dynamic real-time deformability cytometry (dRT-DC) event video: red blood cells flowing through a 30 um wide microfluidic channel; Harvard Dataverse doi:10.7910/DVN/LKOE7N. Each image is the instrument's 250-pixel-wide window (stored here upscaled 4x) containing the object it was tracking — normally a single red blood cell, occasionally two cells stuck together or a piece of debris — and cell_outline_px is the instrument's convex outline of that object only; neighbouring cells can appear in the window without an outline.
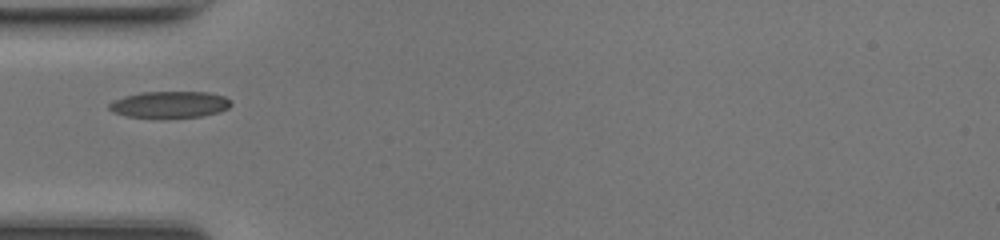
{"species": "common noctule bat (a hibernating species)", "species_latin": "Nyctalus noctula", "temperature_condition": "room temperature", "stored_images_in_passage": 29, "camera_frame_rate_fps": 3000, "um_per_image_px": 0.085, "animal": {"sex": "female", "body_mass_g": 17.0, "forearm_length_mm": 48.0}, "frame": {"image": 1, "passage_image": 1, "time_ms": 0.0, "image_size_px": [1000, 240], "cell_outline_px": [[232, 104], [228, 108], [220, 112], [200, 116], [128, 116], [112, 112], [108, 108], [108, 104], [112, 100], [124, 96], [140, 92], [208, 92], [224, 96], [232, 100]], "centroid_in_image_um": [14.43, 8.85], "position_along_channel_um": 70.6, "area_um2": 18.55}}
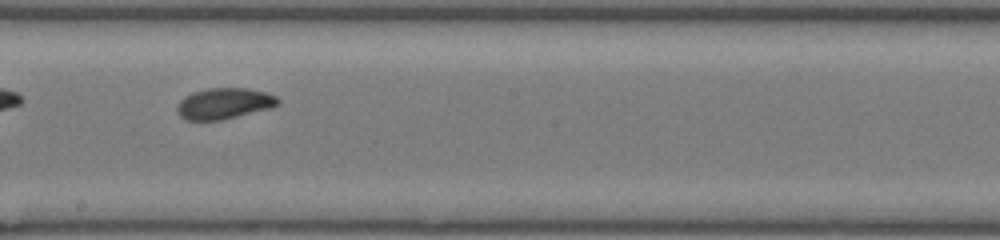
{"frame": {"image": 2, "passage_image": 12, "time_ms": 3.667, "image_size_px": [1000, 240], "cell_outline_px": [[280, 104], [272, 108], [220, 120], [188, 120], [180, 116], [176, 112], [176, 108], [180, 100], [184, 96], [192, 92], [208, 88], [248, 88], [264, 92], [276, 96], [280, 100]], "centroid_in_image_um": [19.05, 8.79], "position_along_channel_um": 229.2, "area_um2": 18.32}}
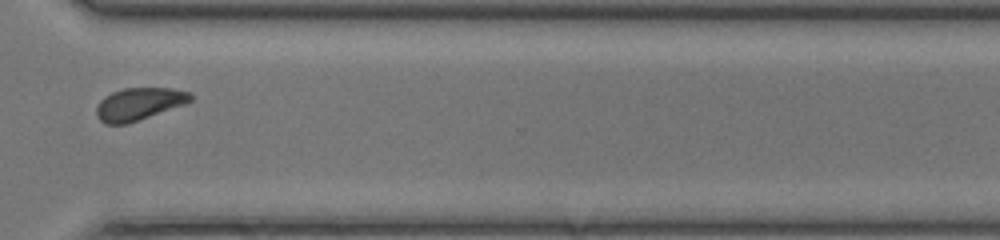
{"frame": {"image": 3, "passage_image": 21, "time_ms": 6.667, "image_size_px": [1000, 240], "cell_outline_px": [[192, 100], [184, 104], [128, 124], [104, 124], [100, 120], [96, 112], [96, 108], [100, 100], [104, 96], [112, 92], [124, 88], [172, 88], [192, 92]], "centroid_in_image_um": [11.81, 8.83], "position_along_channel_um": 358.8, "area_um2": 17.8}, "authors_computed_cell_mechanics": {"area_um2": 18.0336, "velocity_mm_per_s": 4.3189, "shape_relaxation_time_tau1_ms": 2.8625, "shape_relaxation_time_tau2_ms": 1.869, "deformation_change_tau1": 0.09, "deformation_change_tau2": 0.0598}}